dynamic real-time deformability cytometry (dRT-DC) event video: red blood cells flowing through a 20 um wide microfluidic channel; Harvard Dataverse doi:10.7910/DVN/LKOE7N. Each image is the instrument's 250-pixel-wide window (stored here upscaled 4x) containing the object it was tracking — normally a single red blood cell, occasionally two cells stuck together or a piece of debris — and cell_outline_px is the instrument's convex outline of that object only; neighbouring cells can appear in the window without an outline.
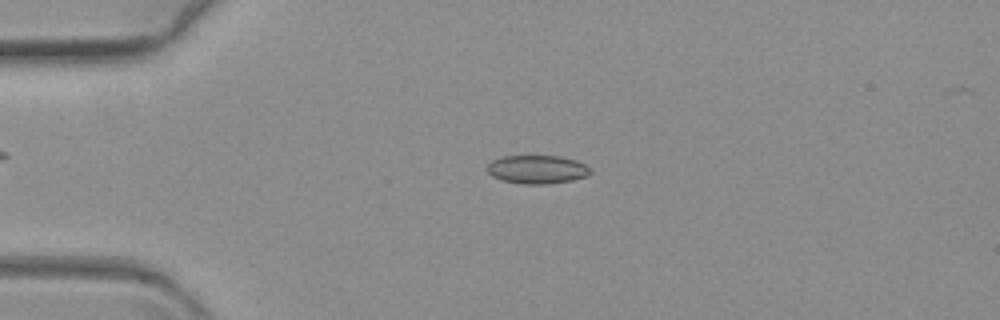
{"species": "common noctule bat (a hibernating species)", "species_latin": "Nyctalus noctula", "temperature_condition": "warm", "stored_images_in_passage": 28, "segment_of_instrument_passage": [1, 2], "camera_frame_rate_fps": 3000, "um_per_image_px": 0.085, "animal": {"sex": "female", "body_mass_g": 19.3, "forearm_length_mm": 54.1}, "frame": {"image": 1, "passage_image": 15, "time_ms": 4.667, "image_size_px": [1000, 320], "cell_outline_px": [[592, 172], [588, 176], [572, 180], [544, 184], [524, 184], [504, 180], [492, 176], [488, 172], [488, 164], [492, 160], [504, 156], [560, 156], [576, 160], [584, 164]], "centroid_in_image_um": [45.67, 14.39], "position_along_channel_um": 39.3, "area_um2": 16.94}}
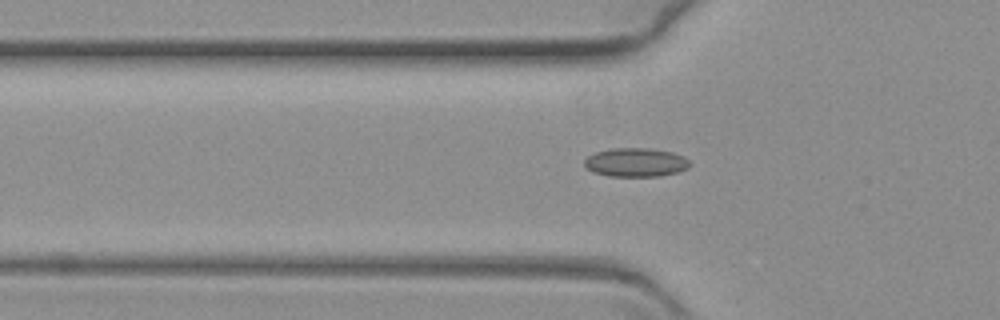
{"frame": {"image": 2, "passage_image": 21, "time_ms": 6.667, "image_size_px": [1000, 320], "cell_outline_px": [[692, 164], [688, 168], [676, 172], [660, 176], [608, 176], [592, 172], [584, 164], [584, 160], [588, 156], [596, 152], [612, 148], [648, 148], [672, 152], [684, 156]], "centroid_in_image_um": [54.04, 13.8], "position_along_channel_um": 71.8, "area_um2": 17.69}}
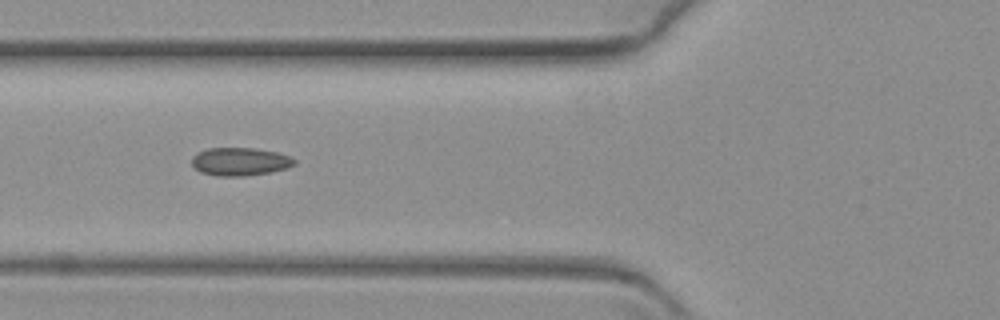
{"frame": {"image": 3, "passage_image": 24, "time_ms": 7.667, "image_size_px": [1000, 320], "cell_outline_px": [[296, 164], [288, 168], [272, 172], [244, 176], [216, 176], [200, 172], [192, 164], [192, 156], [208, 148], [256, 148], [276, 152], [292, 156], [296, 160]], "centroid_in_image_um": [20.45, 13.74], "position_along_channel_um": 105.4, "area_um2": 16.94}}